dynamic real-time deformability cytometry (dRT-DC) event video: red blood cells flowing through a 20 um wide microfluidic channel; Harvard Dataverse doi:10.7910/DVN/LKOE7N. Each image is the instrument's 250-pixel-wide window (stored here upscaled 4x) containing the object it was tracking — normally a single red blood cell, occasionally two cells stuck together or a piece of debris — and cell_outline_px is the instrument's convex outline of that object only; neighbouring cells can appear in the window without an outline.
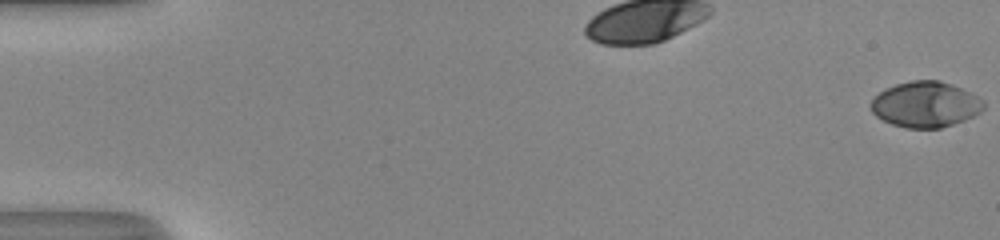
{"species": "human", "species_latin": "Homo sapiens", "temperature_condition": "room temperature", "stored_images_in_passage": 54, "camera_frame_rate_fps": 3000, "um_per_image_px": 0.085, "donor": {"sex": "male"}, "frame": {"image": 1, "passage_image": 1, "time_ms": 0.0, "image_size_px": [1000, 240], "cell_outline_px": [[984, 108], [980, 112], [964, 120], [940, 128], [904, 128], [892, 124], [876, 116], [872, 112], [872, 100], [880, 92], [896, 84], [912, 80], [940, 80], [960, 88], [984, 100]], "centroid_in_image_um": [78.67, 8.88], "position_along_channel_um": 6.3, "area_um2": 29.65}}
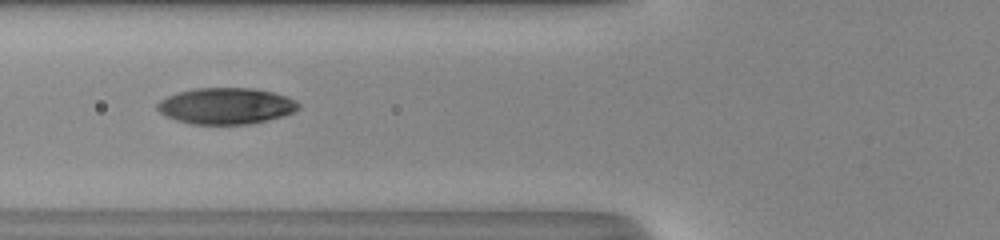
{"frame": {"image": 2, "passage_image": 23, "time_ms": 7.333, "image_size_px": [1000, 240], "cell_outline_px": [[300, 108], [284, 116], [252, 124], [192, 124], [176, 120], [164, 116], [156, 108], [156, 104], [160, 100], [168, 96], [180, 92], [196, 88], [252, 88], [272, 92], [296, 100], [300, 104]], "centroid_in_image_um": [19.21, 9.01], "position_along_channel_um": 106.6, "area_um2": 29.88}}
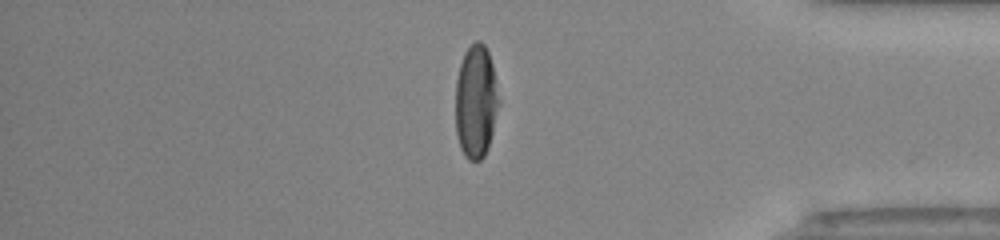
{"frame": {"image": 3, "passage_image": 46, "time_ms": 15.0, "image_size_px": [1000, 240], "cell_outline_px": [[500, 104], [488, 148], [484, 156], [480, 160], [468, 160], [464, 156], [460, 148], [456, 132], [456, 80], [460, 64], [464, 52], [476, 40], [480, 40], [484, 44], [488, 52], [492, 64], [500, 100]], "centroid_in_image_um": [40.46, 8.64], "position_along_channel_um": 394.7, "area_um2": 28.84}, "authors_computed_cell_mechanics": {"area_um2": 30.1138, "velocity_mm_per_s": 4.0811, "shape_relaxation_time_tau1_ms": 5.6788, "shape_relaxation_time_tau2_ms": 1.1414, "deformation_change_tau1": 0.251, "deformation_change_tau2": 0.0485}}